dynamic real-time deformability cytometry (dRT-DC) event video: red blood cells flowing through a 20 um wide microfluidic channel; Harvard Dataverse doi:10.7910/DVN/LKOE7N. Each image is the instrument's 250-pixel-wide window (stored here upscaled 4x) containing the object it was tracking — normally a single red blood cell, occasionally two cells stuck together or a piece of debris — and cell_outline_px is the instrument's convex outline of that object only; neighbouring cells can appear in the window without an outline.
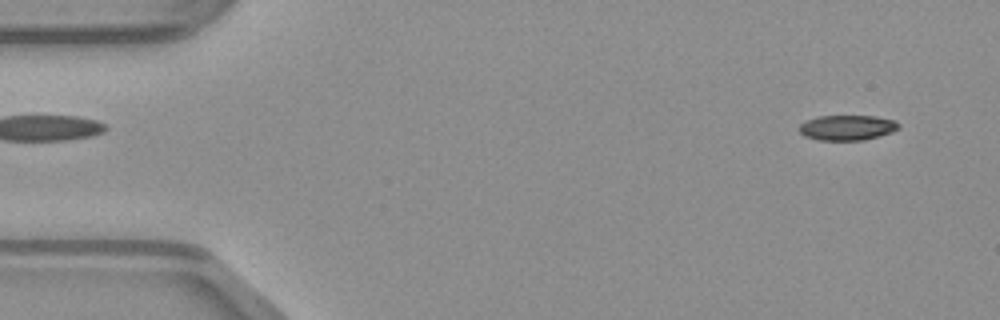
{"species": "common noctule bat (a hibernating species)", "species_latin": "Nyctalus noctula", "temperature_condition": "warm", "stored_images_in_passage": 46, "camera_frame_rate_fps": 3000, "um_per_image_px": 0.085, "animal": {"sex": "male", "body_mass_g": 23.1, "forearm_length_mm": 52.7}, "frame": {"image": 1, "passage_image": 1, "time_ms": 0.0, "image_size_px": [1000, 320], "cell_outline_px": [[900, 128], [892, 132], [880, 136], [864, 140], [816, 140], [804, 136], [800, 132], [800, 124], [808, 120], [820, 116], [876, 116], [896, 120], [900, 124]], "centroid_in_image_um": [72.06, 10.85], "position_along_channel_um": 12.9, "area_um2": 14.68}}
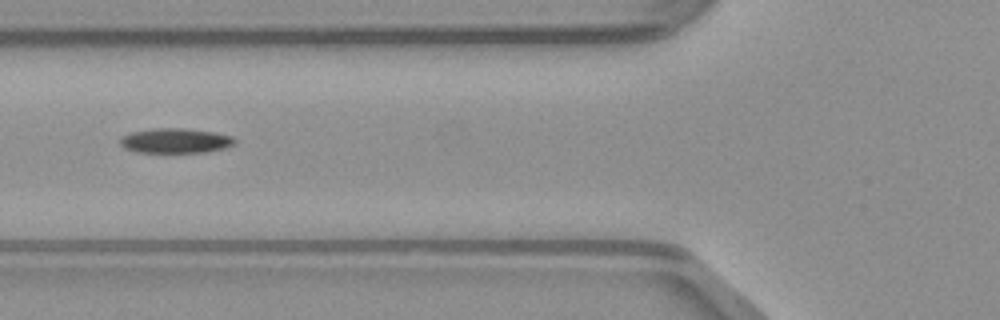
{"frame": {"image": 2, "passage_image": 16, "time_ms": 5.0, "image_size_px": [1000, 320], "cell_outline_px": [[236, 144], [224, 148], [208, 152], [136, 152], [124, 148], [120, 144], [120, 140], [124, 136], [132, 132], [156, 128], [184, 128], [212, 132], [232, 136], [236, 140]], "centroid_in_image_um": [14.94, 11.96], "position_along_channel_um": 110.9, "area_um2": 16.47}}
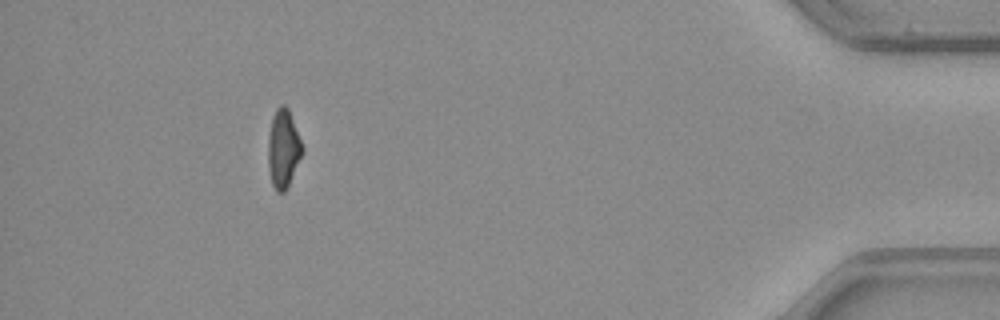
{"frame": {"image": 3, "passage_image": 42, "time_ms": 13.667, "image_size_px": [1000, 320], "cell_outline_px": [[304, 148], [288, 188], [284, 192], [276, 192], [272, 184], [268, 168], [268, 136], [272, 116], [276, 108], [280, 104], [284, 104], [288, 108]], "centroid_in_image_um": [24.07, 12.64], "position_along_channel_um": 411.1, "area_um2": 15.72}}